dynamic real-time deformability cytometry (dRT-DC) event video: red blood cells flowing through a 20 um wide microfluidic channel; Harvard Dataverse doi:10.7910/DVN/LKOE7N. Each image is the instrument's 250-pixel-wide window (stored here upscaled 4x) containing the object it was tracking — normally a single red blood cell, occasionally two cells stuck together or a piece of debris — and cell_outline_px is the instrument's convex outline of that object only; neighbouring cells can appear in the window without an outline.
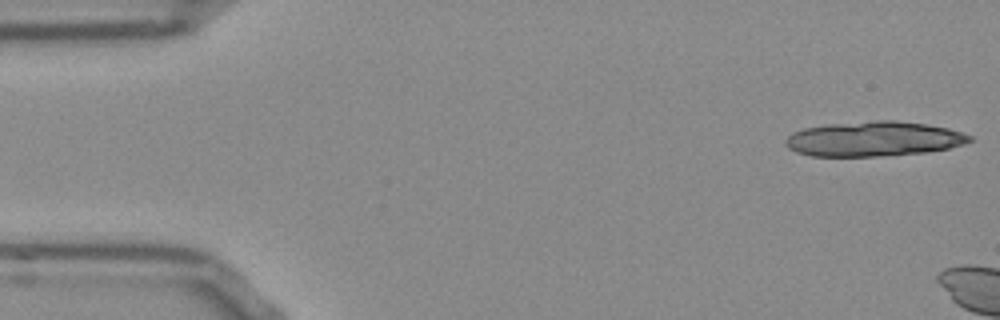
{"species": "Egyptian fruit bat (a non-hibernating species)", "species_latin": "Rousettus aegyptiacus", "temperature_condition": "room temperature", "stored_images_in_passage": 5, "camera_frame_rate_fps": 3000, "um_per_image_px": 0.085, "frame": {"image": 1, "passage_image": 1, "time_ms": 0.0, "image_size_px": [1000, 320], "cell_outline_px": [[972, 140], [964, 144], [948, 148], [928, 152], [880, 156], [812, 156], [796, 152], [788, 148], [784, 144], [784, 140], [792, 132], [804, 128], [828, 124], [872, 120], [896, 120], [924, 124], [948, 128], [964, 132], [972, 136]], "centroid_in_image_um": [74.26, 11.8], "position_along_channel_um": 10.7, "area_um2": 37.63}}